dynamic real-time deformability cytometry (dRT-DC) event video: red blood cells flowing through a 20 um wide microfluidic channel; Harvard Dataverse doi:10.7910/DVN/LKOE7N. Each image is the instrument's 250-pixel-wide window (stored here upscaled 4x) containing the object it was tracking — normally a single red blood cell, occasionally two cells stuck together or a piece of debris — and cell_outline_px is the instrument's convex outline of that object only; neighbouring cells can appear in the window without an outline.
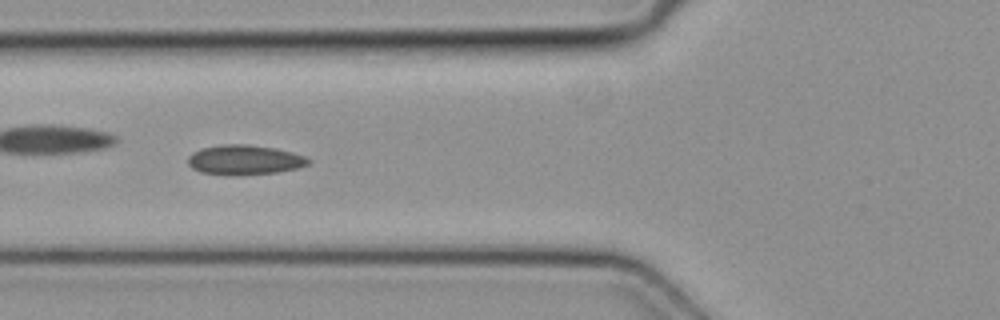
{"species": "common noctule bat (a hibernating species)", "species_latin": "Nyctalus noctula", "temperature_condition": "cold", "stored_images_in_passage": 5, "camera_frame_rate_fps": 3000, "um_per_image_px": 0.085, "animal": {"sex": "female", "body_mass_g": 19.3, "forearm_length_mm": 54.1}, "frame": {"image": 1, "passage_image": 5, "time_ms": 1.333, "image_size_px": [1000, 320], "cell_outline_px": [[312, 160], [308, 164], [300, 168], [276, 172], [236, 176], [200, 172], [192, 168], [188, 164], [188, 156], [192, 152], [200, 148], [224, 144], [248, 144], [276, 148], [292, 152], [304, 156]], "centroid_in_image_um": [20.78, 13.59], "position_along_channel_um": 105.0, "area_um2": 21.15}}